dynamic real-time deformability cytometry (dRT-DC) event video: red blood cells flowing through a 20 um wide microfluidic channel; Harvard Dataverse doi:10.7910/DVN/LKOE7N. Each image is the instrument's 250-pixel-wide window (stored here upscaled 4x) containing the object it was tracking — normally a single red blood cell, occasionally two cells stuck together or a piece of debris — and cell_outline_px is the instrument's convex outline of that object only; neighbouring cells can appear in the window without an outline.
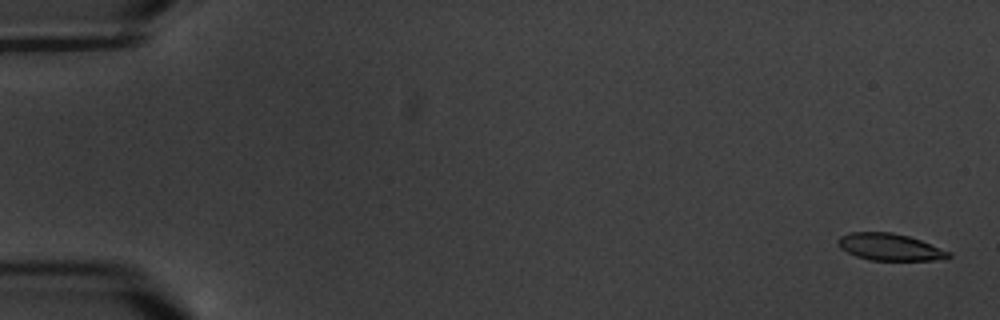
{"species": "common noctule bat (a hibernating species)", "species_latin": "Nyctalus noctula", "temperature_condition": "warm", "stored_images_in_passage": 7, "camera_frame_rate_fps": 3000, "um_per_image_px": 0.085, "animal": {"sex": "male", "body_mass_g": 20.1, "forearm_length_mm": 53.5}, "frame": {"image": 1, "passage_image": 1, "time_ms": 0.0, "image_size_px": [1000, 320], "cell_outline_px": [[952, 256], [936, 260], [872, 260], [856, 256], [840, 248], [836, 244], [836, 240], [840, 236], [848, 232], [892, 232], [908, 236], [920, 240], [952, 252]], "centroid_in_image_um": [75.61, 20.99], "position_along_channel_um": 9.4, "area_um2": 17.4}}
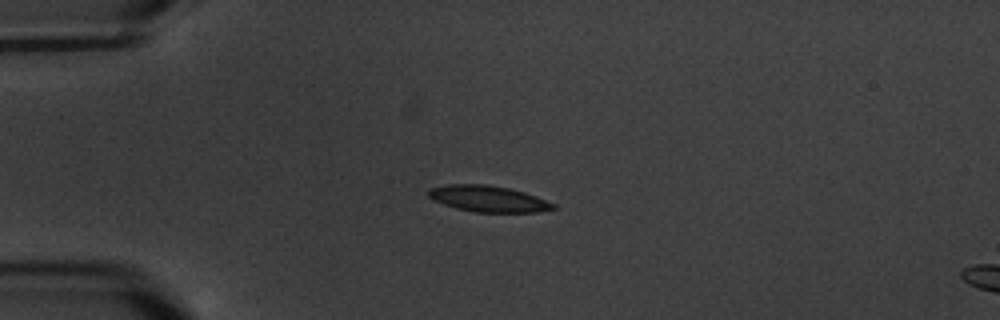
{"frame": {"image": 2, "passage_image": 5, "time_ms": 4.667, "image_size_px": [1000, 320], "cell_outline_px": [[556, 208], [536, 212], [476, 212], [456, 208], [444, 204], [428, 196], [428, 188], [448, 184], [484, 184], [508, 188], [524, 192], [536, 196], [556, 204]], "centroid_in_image_um": [41.5, 16.89], "position_along_channel_um": 43.5, "area_um2": 18.9}}